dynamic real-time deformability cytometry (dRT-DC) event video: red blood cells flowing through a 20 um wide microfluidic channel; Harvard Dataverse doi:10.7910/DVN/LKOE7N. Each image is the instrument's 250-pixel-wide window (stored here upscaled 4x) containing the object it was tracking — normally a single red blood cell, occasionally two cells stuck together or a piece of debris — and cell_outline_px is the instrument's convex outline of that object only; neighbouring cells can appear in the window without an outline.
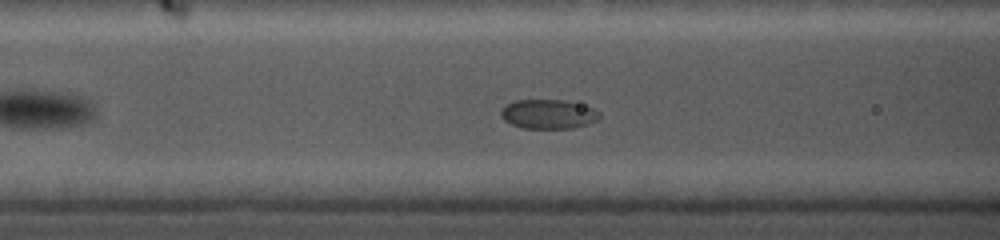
{"species": "common noctule bat (a hibernating species)", "species_latin": "Nyctalus noctula", "temperature_condition": "cold", "stored_images_in_passage": 57, "camera_frame_rate_fps": 5000, "um_per_image_px": 0.085, "animal": {"sex": "female", "body_mass_g": 19.0, "forearm_length_mm": 56.7}, "frame": {"image": 1, "passage_image": 28, "time_ms": 6.4, "image_size_px": [1000, 240], "cell_outline_px": [[600, 116], [596, 120], [588, 124], [572, 128], [524, 128], [512, 124], [504, 120], [500, 116], [500, 112], [504, 104], [516, 100], [564, 100], [580, 104], [592, 108], [600, 112]], "centroid_in_image_um": [46.57, 9.69], "position_along_channel_um": 120.0, "area_um2": 16.82}}
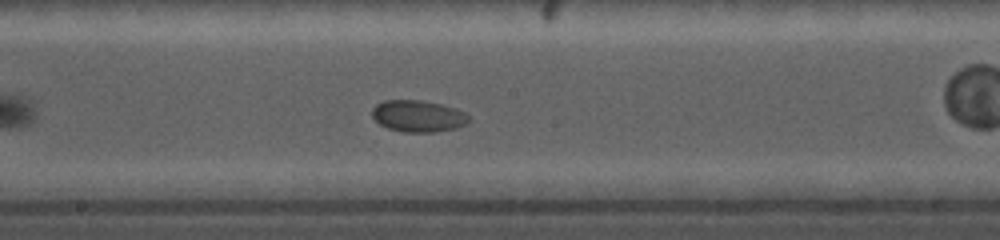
{"frame": {"image": 2, "passage_image": 39, "time_ms": 9.0, "image_size_px": [1000, 240], "cell_outline_px": [[468, 124], [456, 128], [436, 132], [404, 132], [388, 128], [380, 124], [372, 116], [372, 108], [376, 104], [384, 100], [420, 100], [440, 104], [456, 108], [464, 112], [468, 116]], "centroid_in_image_um": [35.54, 9.87], "position_along_channel_um": 212.7, "area_um2": 17.86}}
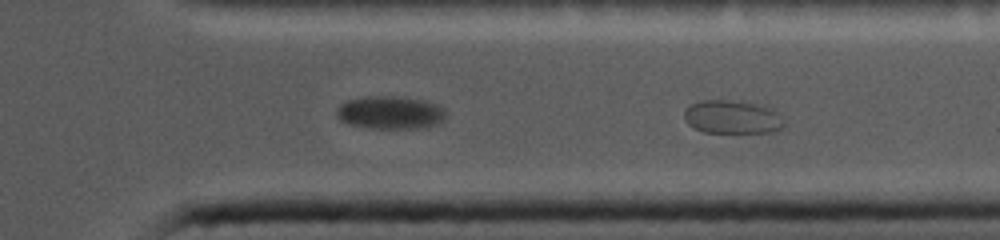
{"frame": {"image": 3, "passage_image": 55, "time_ms": 12.8, "image_size_px": [1000, 240], "cell_outline_px": [[784, 128], [776, 132], [704, 132], [688, 124], [684, 120], [684, 112], [692, 104], [704, 100], [732, 100], [764, 104], [772, 108], [780, 116], [784, 124]], "centroid_in_image_um": [62.29, 9.94], "position_along_channel_um": 349.1, "area_um2": 19.54}}